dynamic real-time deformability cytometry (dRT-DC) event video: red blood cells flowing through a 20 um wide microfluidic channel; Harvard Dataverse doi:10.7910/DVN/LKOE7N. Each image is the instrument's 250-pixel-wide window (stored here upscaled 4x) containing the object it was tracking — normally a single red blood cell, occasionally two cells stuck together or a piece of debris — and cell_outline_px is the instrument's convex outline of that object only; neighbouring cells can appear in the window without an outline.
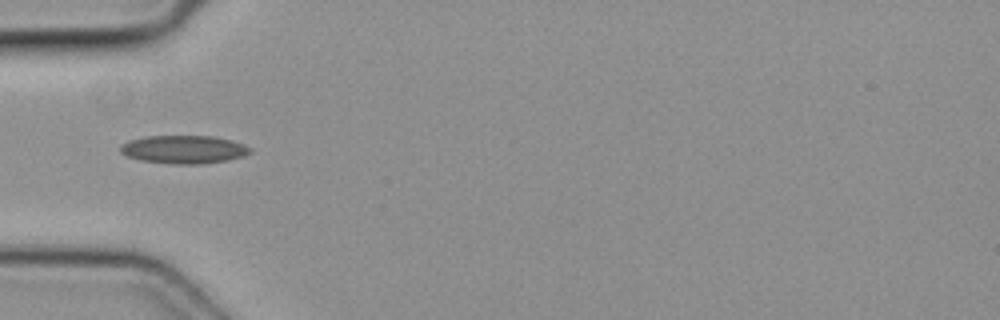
{"species": "common noctule bat (a hibernating species)", "species_latin": "Nyctalus noctula", "temperature_condition": "cold", "stored_images_in_passage": 6, "camera_frame_rate_fps": 3000, "um_per_image_px": 0.085, "animal": {"sex": "female", "body_mass_g": 19.3, "forearm_length_mm": 54.1}, "frame": {"image": 1, "passage_image": 5, "time_ms": 1.333, "image_size_px": [1000, 320], "cell_outline_px": [[252, 152], [244, 156], [228, 160], [196, 164], [176, 164], [140, 160], [128, 156], [120, 152], [120, 148], [128, 140], [144, 136], [212, 136], [232, 140], [244, 144], [252, 148]], "centroid_in_image_um": [15.66, 12.69], "position_along_channel_um": 69.3, "area_um2": 21.27}}
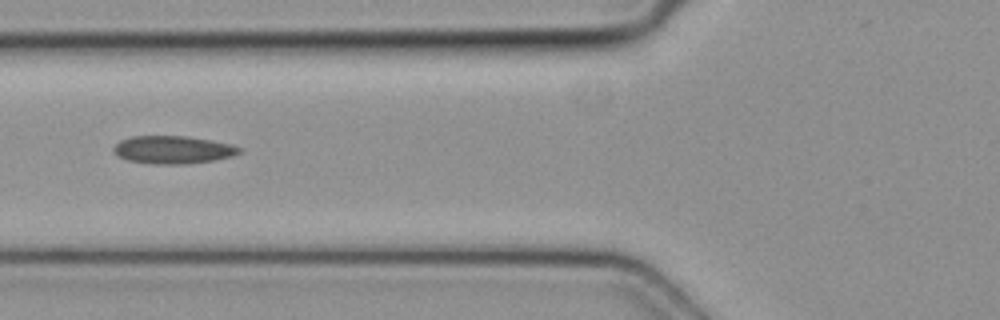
{"frame": {"image": 2, "passage_image": 6, "time_ms": 1.667, "image_size_px": [1000, 320], "cell_outline_px": [[244, 152], [232, 156], [212, 160], [184, 164], [152, 164], [128, 160], [116, 156], [112, 152], [112, 148], [120, 140], [132, 136], [188, 136], [232, 144], [240, 148]], "centroid_in_image_um": [14.67, 12.73], "position_along_channel_um": 111.1, "area_um2": 20.52}}